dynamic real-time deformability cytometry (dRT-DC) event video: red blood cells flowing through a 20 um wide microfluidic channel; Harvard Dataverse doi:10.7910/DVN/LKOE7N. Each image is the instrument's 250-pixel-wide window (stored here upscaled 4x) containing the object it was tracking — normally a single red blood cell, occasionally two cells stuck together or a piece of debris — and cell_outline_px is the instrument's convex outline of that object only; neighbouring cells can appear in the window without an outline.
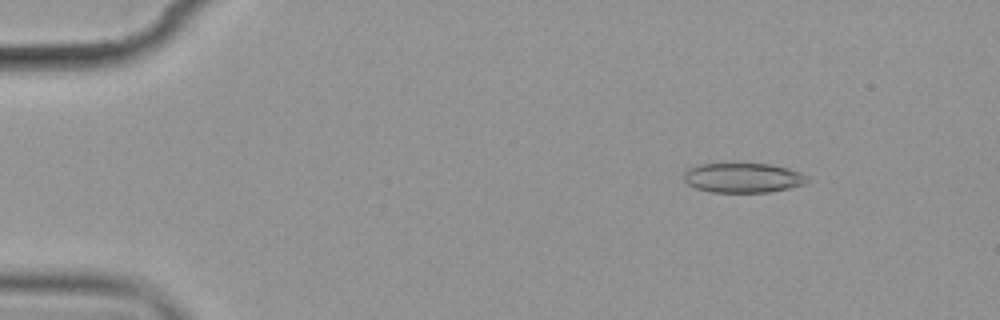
{"species": "common noctule bat (a hibernating species)", "species_latin": "Nyctalus noctula", "temperature_condition": "cold", "stored_images_in_passage": 7, "camera_frame_rate_fps": 3000, "um_per_image_px": 0.085, "animal": {"sex": "female", "body_mass_g": 19.9}, "frame": {"image": 1, "passage_image": 3, "time_ms": 2.0, "image_size_px": [1000, 320], "cell_outline_px": [[812, 180], [804, 184], [792, 188], [768, 192], [712, 192], [696, 188], [688, 184], [684, 180], [684, 172], [688, 168], [700, 164], [772, 164], [788, 168], [800, 172], [808, 176]], "centroid_in_image_um": [63.21, 15.11], "position_along_channel_um": 21.8, "area_um2": 21.5}}
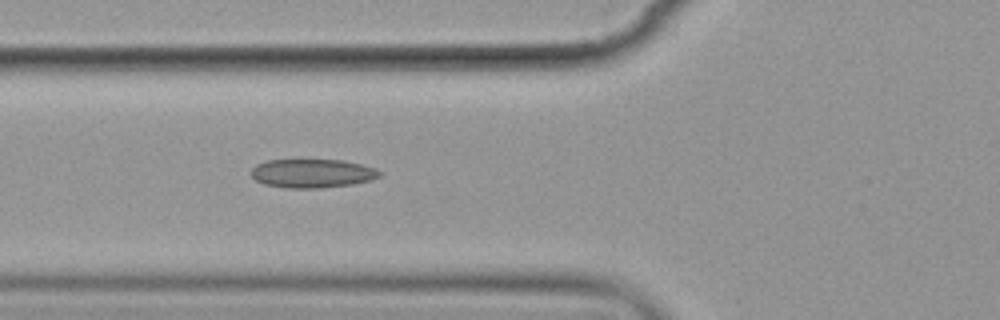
{"frame": {"image": 2, "passage_image": 7, "time_ms": 6.667, "image_size_px": [1000, 320], "cell_outline_px": [[380, 176], [368, 180], [352, 184], [320, 188], [284, 188], [264, 184], [256, 180], [252, 176], [252, 168], [256, 164], [268, 160], [344, 160], [376, 168], [380, 172]], "centroid_in_image_um": [26.52, 14.73], "position_along_channel_um": 99.3, "area_um2": 21.39}}